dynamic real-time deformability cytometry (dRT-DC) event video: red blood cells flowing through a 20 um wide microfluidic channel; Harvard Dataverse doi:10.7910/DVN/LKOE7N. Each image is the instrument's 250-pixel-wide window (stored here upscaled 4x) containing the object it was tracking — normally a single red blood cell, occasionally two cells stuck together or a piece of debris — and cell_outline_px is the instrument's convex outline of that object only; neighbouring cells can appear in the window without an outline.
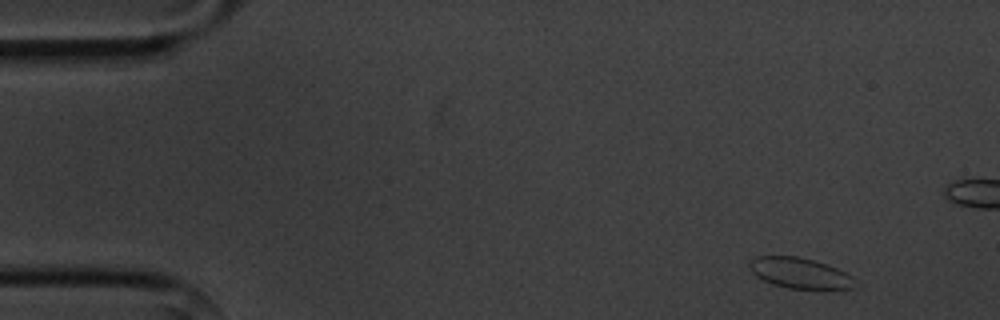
{"species": "common noctule bat (a hibernating species)", "species_latin": "Nyctalus noctula", "temperature_condition": "cold", "stored_images_in_passage": 5, "camera_frame_rate_fps": 3000, "um_per_image_px": 0.085, "animal": {"sex": "male", "body_mass_g": 20.1, "forearm_length_mm": 53.5}, "frame": {"image": 1, "passage_image": 1, "time_ms": 0.0, "image_size_px": [1000, 320], "cell_outline_px": [[856, 288], [788, 288], [772, 284], [756, 276], [752, 272], [748, 264], [756, 256], [796, 256], [812, 260], [836, 268], [852, 276], [856, 280]], "centroid_in_image_um": [67.97, 23.21], "position_along_channel_um": 17.0, "area_um2": 18.5}}